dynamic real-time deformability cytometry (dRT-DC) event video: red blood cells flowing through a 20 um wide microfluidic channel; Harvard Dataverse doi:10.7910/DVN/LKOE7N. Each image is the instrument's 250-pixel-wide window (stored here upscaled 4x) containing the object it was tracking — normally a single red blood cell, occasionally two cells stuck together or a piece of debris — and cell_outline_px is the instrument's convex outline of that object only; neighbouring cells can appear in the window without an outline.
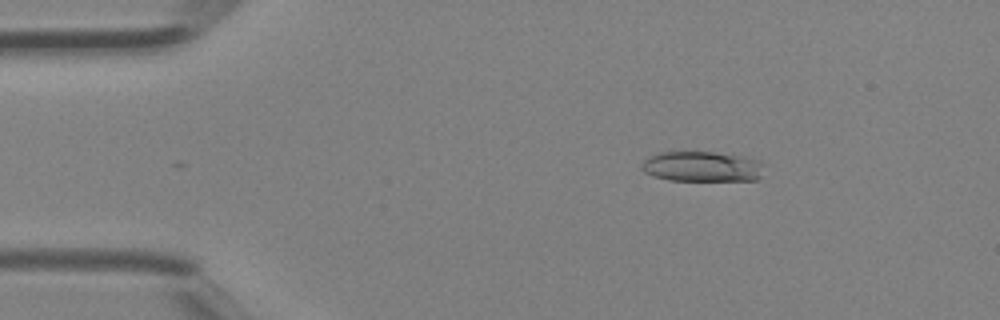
{"species": "Egyptian fruit bat (a non-hibernating species)", "species_latin": "Rousettus aegyptiacus", "temperature_condition": "room temperature", "stored_images_in_passage": 42, "camera_frame_rate_fps": 3000, "um_per_image_px": 0.085, "animal": {"sex": "female"}, "frame": {"image": 1, "passage_image": 7, "time_ms": 2.0, "image_size_px": [1000, 320], "cell_outline_px": [[764, 164], [760, 176], [756, 180], [668, 180], [652, 176], [644, 172], [640, 168], [644, 160], [660, 152], [712, 152], [748, 156], [760, 160]], "centroid_in_image_um": [59.7, 14.15], "position_along_channel_um": 25.3, "area_um2": 21.73}}
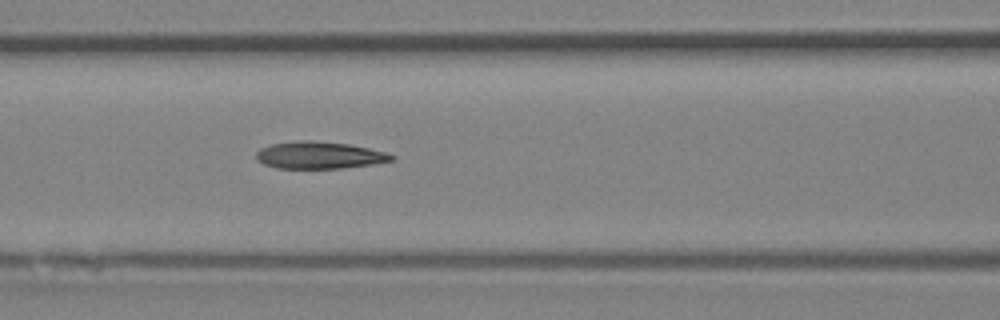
{"frame": {"image": 2, "passage_image": 18, "time_ms": 5.667, "image_size_px": [1000, 320], "cell_outline_px": [[396, 156], [392, 160], [372, 164], [344, 168], [276, 168], [264, 164], [256, 160], [256, 152], [260, 148], [272, 144], [296, 140], [312, 140], [348, 144], [388, 152]], "centroid_in_image_um": [27.13, 13.19], "position_along_channel_um": 139.5, "area_um2": 21.44}}
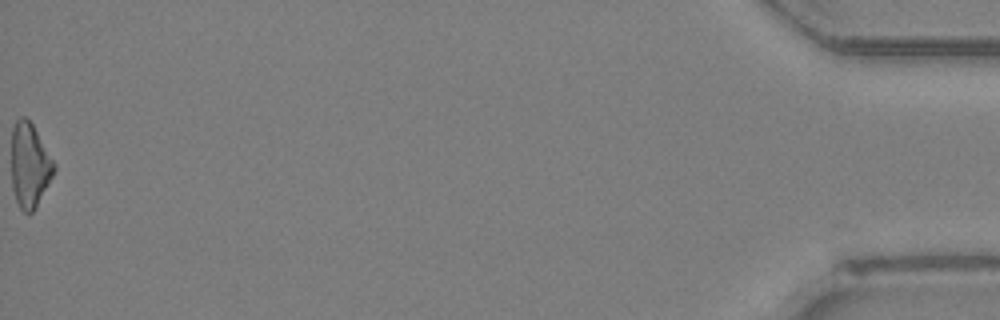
{"frame": {"image": 3, "passage_image": 42, "time_ms": 13.667, "image_size_px": [1000, 320], "cell_outline_px": [[56, 168], [36, 208], [32, 212], [24, 212], [20, 208], [16, 200], [12, 188], [12, 128], [16, 120], [20, 116], [24, 116], [32, 124], [56, 164]], "centroid_in_image_um": [2.51, 14.05], "position_along_channel_um": 432.7, "area_um2": 20.81}}